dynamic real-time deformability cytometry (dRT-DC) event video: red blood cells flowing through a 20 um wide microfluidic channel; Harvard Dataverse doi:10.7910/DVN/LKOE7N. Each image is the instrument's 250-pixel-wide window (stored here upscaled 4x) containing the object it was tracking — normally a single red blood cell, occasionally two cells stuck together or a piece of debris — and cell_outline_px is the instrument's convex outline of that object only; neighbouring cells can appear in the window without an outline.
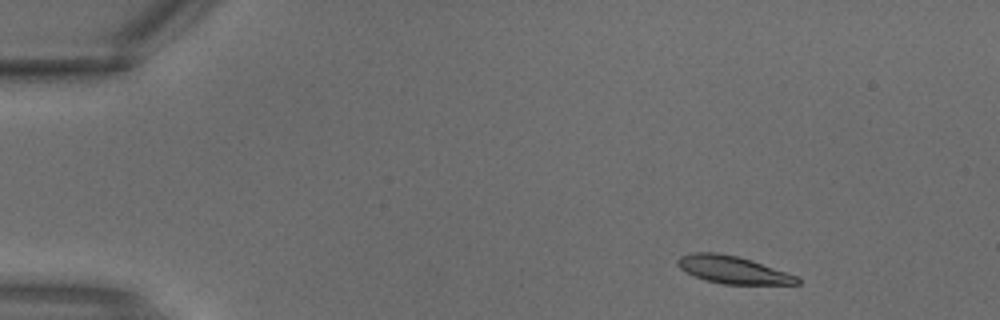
{"species": "common noctule bat (a hibernating species)", "species_latin": "Nyctalus noctula", "temperature_condition": "warm", "stored_images_in_passage": 2, "camera_frame_rate_fps": 3000, "um_per_image_px": 0.085, "animal": {"sex": "male", "body_mass_g": 18.8}, "frame": {"image": 1, "passage_image": 1, "time_ms": 0.0, "image_size_px": [1000, 320], "cell_outline_px": [[800, 284], [724, 284], [708, 280], [684, 272], [676, 264], [676, 260], [680, 256], [692, 252], [716, 252], [736, 256], [752, 260], [796, 276], [800, 280]], "centroid_in_image_um": [62.24, 22.92], "position_along_channel_um": 22.8, "area_um2": 18.96}}